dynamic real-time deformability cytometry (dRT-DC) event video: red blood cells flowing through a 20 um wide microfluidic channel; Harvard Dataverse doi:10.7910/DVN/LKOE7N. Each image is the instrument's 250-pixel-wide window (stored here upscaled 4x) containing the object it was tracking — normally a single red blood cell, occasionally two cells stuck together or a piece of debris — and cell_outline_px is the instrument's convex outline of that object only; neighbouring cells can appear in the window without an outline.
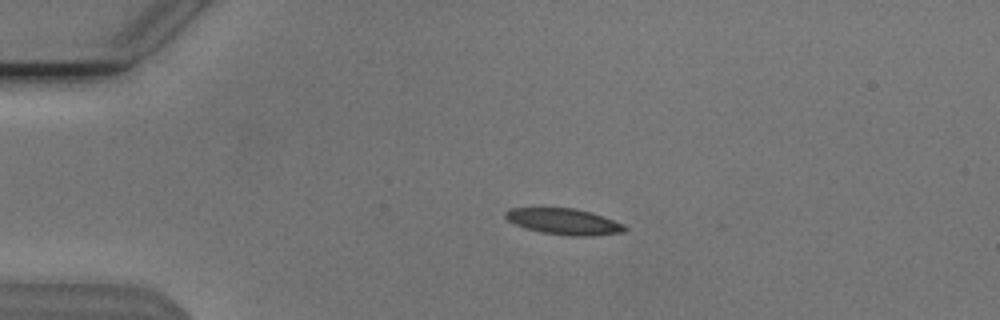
{"species": "Egyptian fruit bat (a non-hibernating species)", "species_latin": "Rousettus aegyptiacus", "temperature_condition": "cold", "stored_images_in_passage": 49, "camera_frame_rate_fps": 3000, "um_per_image_px": 0.085, "animal": {"sex": "male"}, "frame": {"image": 1, "passage_image": 7, "time_ms": 2.0, "image_size_px": [1000, 320], "cell_outline_px": [[628, 228], [624, 232], [592, 236], [568, 236], [540, 232], [524, 228], [508, 220], [504, 216], [504, 212], [508, 208], [572, 208], [588, 212], [624, 224]], "centroid_in_image_um": [47.9, 18.84], "position_along_channel_um": 37.1, "area_um2": 18.03}}
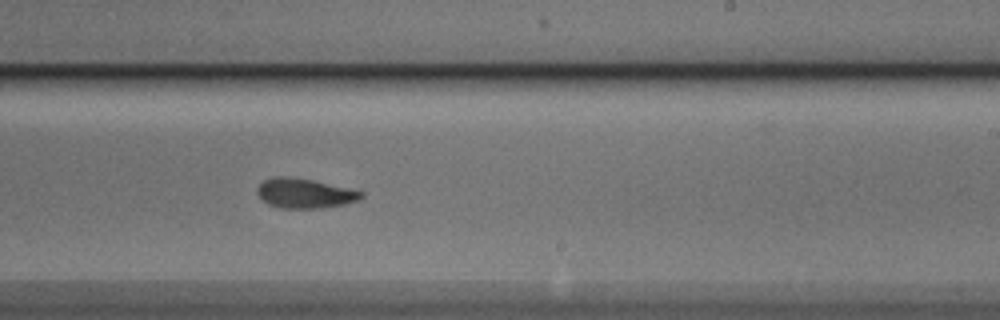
{"frame": {"image": 2, "passage_image": 28, "time_ms": 9.0, "image_size_px": [1000, 320], "cell_outline_px": [[364, 196], [360, 200], [344, 204], [320, 208], [280, 208], [268, 204], [256, 192], [256, 188], [264, 180], [272, 176], [288, 176], [360, 188], [364, 192]], "centroid_in_image_um": [25.99, 16.41], "position_along_channel_um": 263.0, "area_um2": 18.5}}
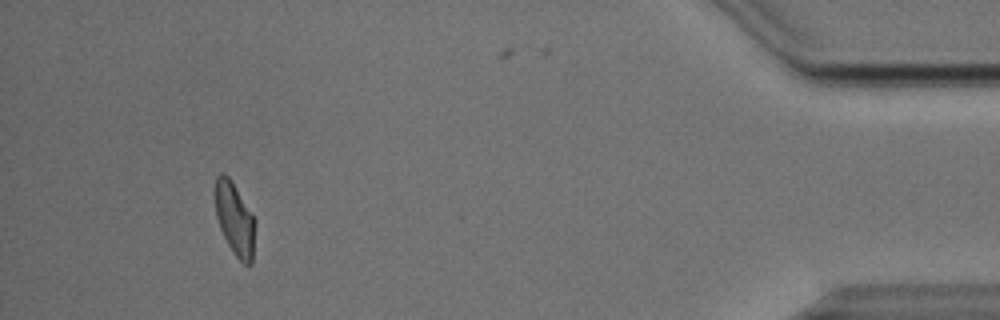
{"frame": {"image": 3, "passage_image": 45, "time_ms": 14.667, "image_size_px": [1000, 320], "cell_outline_px": [[256, 220], [252, 264], [244, 264], [232, 252], [220, 228], [216, 216], [216, 176], [220, 172], [224, 172], [232, 180]], "centroid_in_image_um": [19.97, 18.61], "position_along_channel_um": 415.2, "area_um2": 16.99}, "authors_computed_cell_mechanics": {"area_um2": 18.0914, "velocity_mm_per_s": 3.8171, "shape_relaxation_time_tau1_ms": 4.7031, "shape_relaxation_time_tau2_ms": 3.9965, "deformation_change_tau1": 0.1673, "deformation_change_tau2": 0.0892}}